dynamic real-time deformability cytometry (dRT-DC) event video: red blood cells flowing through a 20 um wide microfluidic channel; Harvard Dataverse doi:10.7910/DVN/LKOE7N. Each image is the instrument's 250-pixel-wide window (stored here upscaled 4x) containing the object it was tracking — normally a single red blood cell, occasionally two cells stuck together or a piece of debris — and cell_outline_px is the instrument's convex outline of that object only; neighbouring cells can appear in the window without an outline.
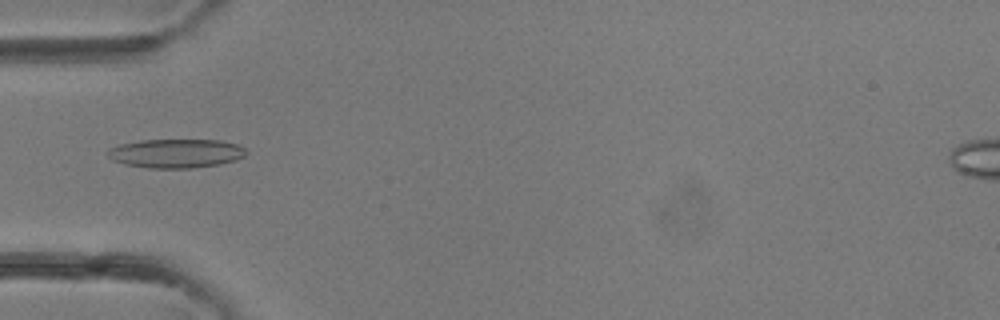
{"species": "common noctule bat (a hibernating species)", "species_latin": "Nyctalus noctula", "temperature_condition": "room temperature", "stored_images_in_passage": 29, "camera_frame_rate_fps": 3000, "um_per_image_px": 0.085, "animal": {"sex": "female"}, "frame": {"image": 1, "passage_image": 2, "time_ms": 0.333, "image_size_px": [1000, 320], "cell_outline_px": [[248, 152], [244, 156], [236, 160], [220, 164], [192, 168], [148, 168], [124, 164], [112, 160], [108, 156], [108, 148], [120, 144], [140, 140], [220, 140], [236, 144], [244, 148]], "centroid_in_image_um": [14.95, 13.04], "position_along_channel_um": 70.1, "area_um2": 23.41}}
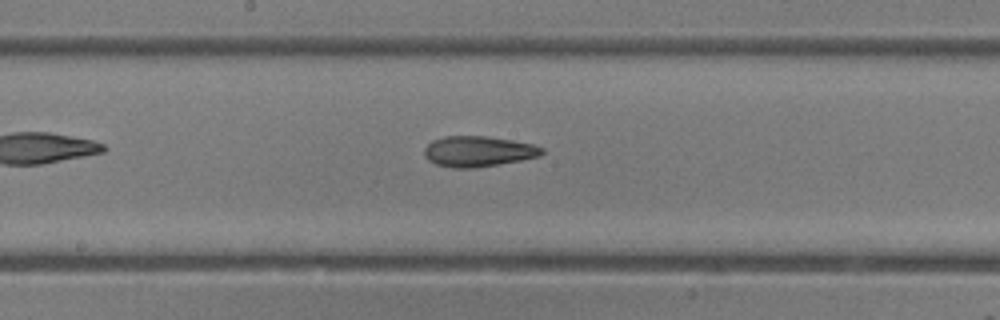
{"frame": {"image": 2, "passage_image": 10, "time_ms": 3.0, "image_size_px": [1000, 320], "cell_outline_px": [[544, 152], [540, 156], [520, 160], [476, 168], [452, 168], [436, 164], [428, 160], [424, 156], [424, 148], [432, 140], [444, 136], [484, 136], [512, 140], [532, 144], [544, 148]], "centroid_in_image_um": [40.62, 12.87], "position_along_channel_um": 207.6, "area_um2": 20.98}}
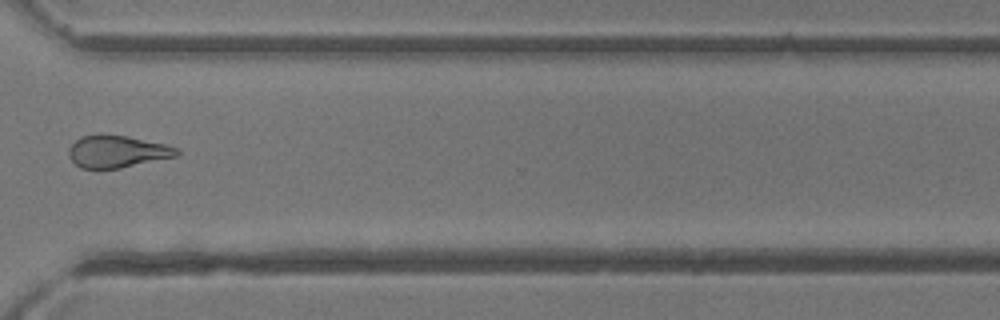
{"frame": {"image": 3, "passage_image": 19, "time_ms": 6.0, "image_size_px": [1000, 320], "cell_outline_px": [[180, 156], [120, 168], [80, 168], [68, 156], [68, 148], [80, 136], [104, 132], [128, 136], [168, 144], [180, 148]], "centroid_in_image_um": [10.0, 12.85], "position_along_channel_um": 360.6, "area_um2": 20.92}}